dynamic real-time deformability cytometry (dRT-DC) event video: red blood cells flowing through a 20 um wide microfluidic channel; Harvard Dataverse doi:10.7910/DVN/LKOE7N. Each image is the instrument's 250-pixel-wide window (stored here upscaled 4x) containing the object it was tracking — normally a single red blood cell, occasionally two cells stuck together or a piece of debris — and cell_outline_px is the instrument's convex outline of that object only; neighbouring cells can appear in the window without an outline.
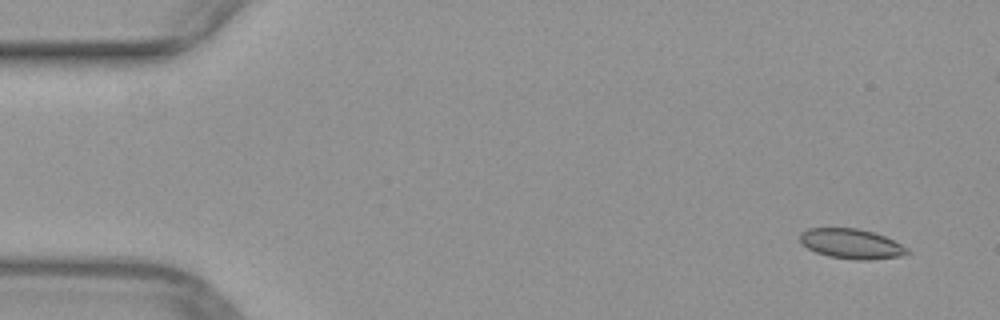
{"species": "common noctule bat (a hibernating species)", "species_latin": "Nyctalus noctula", "temperature_condition": "warm", "stored_images_in_passage": 48, "camera_frame_rate_fps": 3000, "um_per_image_px": 0.085, "animal": {"sex": "female", "body_mass_g": 29.2, "forearm_length_mm": 56.3}, "frame": {"image": 1, "passage_image": 2, "time_ms": 0.333, "image_size_px": [1000, 320], "cell_outline_px": [[912, 252], [900, 256], [868, 260], [856, 260], [828, 256], [816, 252], [808, 248], [800, 240], [800, 232], [808, 228], [856, 228], [872, 232], [884, 236], [908, 248]], "centroid_in_image_um": [72.37, 20.72], "position_along_channel_um": 12.6, "area_um2": 18.55}}
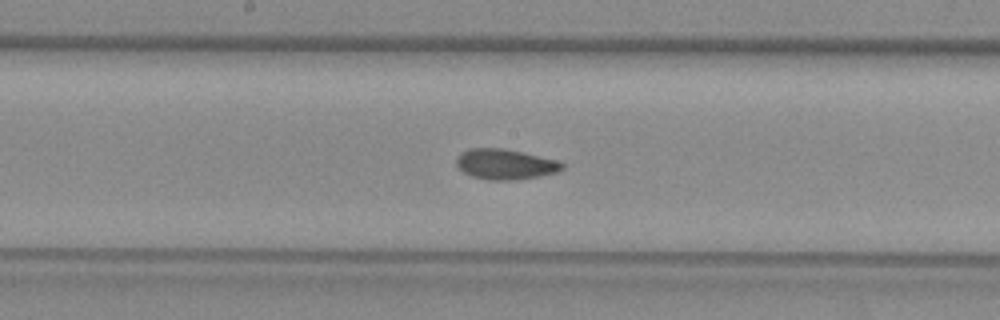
{"frame": {"image": 2, "passage_image": 25, "time_ms": 8.0, "image_size_px": [1000, 320], "cell_outline_px": [[564, 168], [556, 172], [540, 176], [516, 180], [488, 180], [472, 176], [464, 172], [456, 164], [456, 160], [464, 152], [472, 148], [504, 148], [556, 160], [564, 164]], "centroid_in_image_um": [42.97, 13.97], "position_along_channel_um": 205.2, "area_um2": 18.44}}
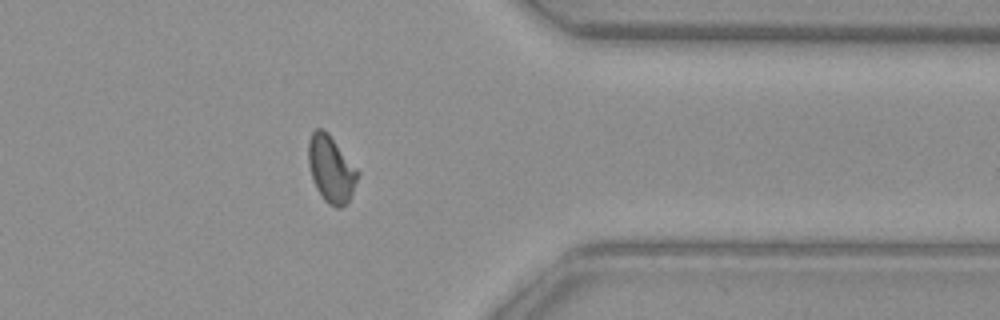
{"frame": {"image": 3, "passage_image": 39, "time_ms": 12.667, "image_size_px": [1000, 320], "cell_outline_px": [[360, 172], [352, 192], [348, 200], [340, 208], [336, 208], [328, 204], [324, 200], [316, 188], [308, 164], [308, 140], [312, 132], [316, 128], [324, 128], [328, 132]], "centroid_in_image_um": [28.12, 14.34], "position_along_channel_um": 383.3, "area_um2": 19.13}}